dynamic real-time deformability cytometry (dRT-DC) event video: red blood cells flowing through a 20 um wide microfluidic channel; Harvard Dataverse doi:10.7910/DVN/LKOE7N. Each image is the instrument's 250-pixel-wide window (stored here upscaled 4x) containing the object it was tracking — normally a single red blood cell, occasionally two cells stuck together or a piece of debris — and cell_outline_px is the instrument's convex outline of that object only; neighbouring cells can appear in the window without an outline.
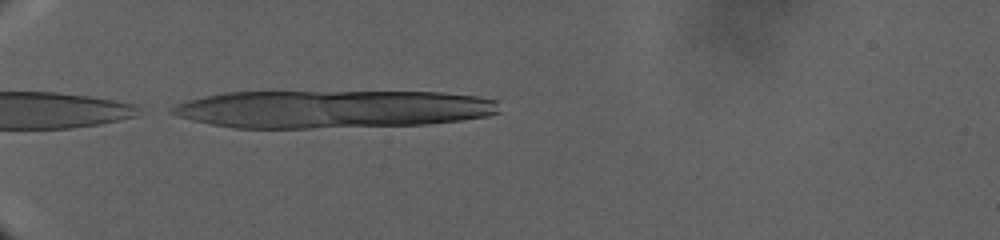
{"species": "human", "species_latin": "Homo sapiens", "temperature_condition": "warm", "stored_images_in_passage": 6, "camera_frame_rate_fps": 3000, "um_per_image_px": 0.085, "donor": {"sex": "male"}, "frame": {"image": 1, "passage_image": 1, "time_ms": 0.0, "image_size_px": [1000, 240], "cell_outline_px": [[500, 112], [488, 116], [460, 120], [428, 124], [312, 128], [236, 128], [212, 124], [192, 120], [168, 112], [168, 108], [176, 104], [188, 100], [204, 96], [224, 92], [444, 92], [476, 96], [496, 100]], "centroid_in_image_um": [28.26, 9.27], "position_along_channel_um": 56.7, "area_um2": 72.37}}